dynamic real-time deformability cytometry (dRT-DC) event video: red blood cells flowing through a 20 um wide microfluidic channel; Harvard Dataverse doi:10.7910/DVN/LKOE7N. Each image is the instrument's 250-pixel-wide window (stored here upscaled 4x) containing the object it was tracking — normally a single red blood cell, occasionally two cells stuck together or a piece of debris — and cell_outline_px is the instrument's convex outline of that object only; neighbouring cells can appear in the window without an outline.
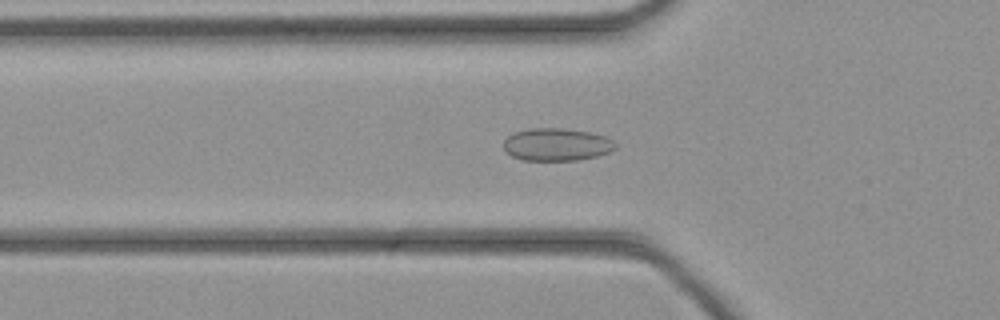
{"species": "common noctule bat (a hibernating species)", "species_latin": "Nyctalus noctula", "temperature_condition": "cold", "stored_images_in_passage": 46, "camera_frame_rate_fps": 3000, "um_per_image_px": 0.085, "animal": {"sex": "female", "body_mass_g": 21.9}, "frame": {"image": 1, "passage_image": 16, "time_ms": 5.0, "image_size_px": [1000, 320], "cell_outline_px": [[616, 148], [608, 152], [596, 156], [576, 160], [524, 160], [512, 156], [504, 152], [504, 140], [508, 136], [516, 132], [528, 128], [560, 128], [588, 132], [604, 136], [612, 140], [616, 144]], "centroid_in_image_um": [47.28, 12.28], "position_along_channel_um": 78.5, "area_um2": 21.1}}
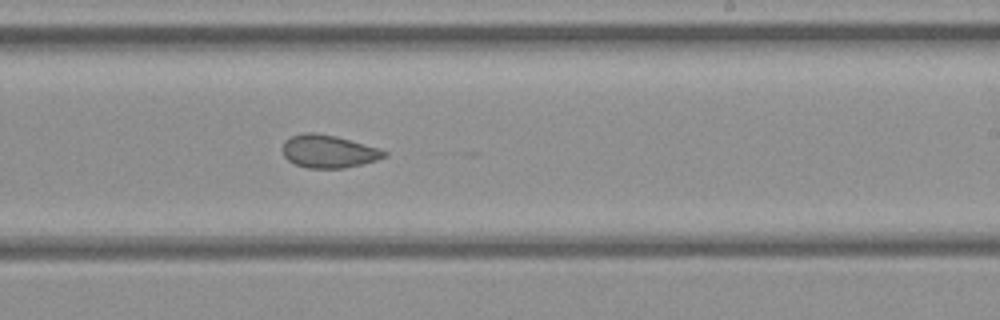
{"frame": {"image": 2, "passage_image": 28, "time_ms": 9.0, "image_size_px": [1000, 320], "cell_outline_px": [[388, 156], [376, 160], [344, 168], [308, 168], [296, 164], [288, 160], [284, 156], [284, 140], [292, 136], [304, 132], [312, 132], [336, 136], [376, 148], [388, 152]], "centroid_in_image_um": [27.91, 12.87], "position_along_channel_um": 261.1, "area_um2": 19.13}}
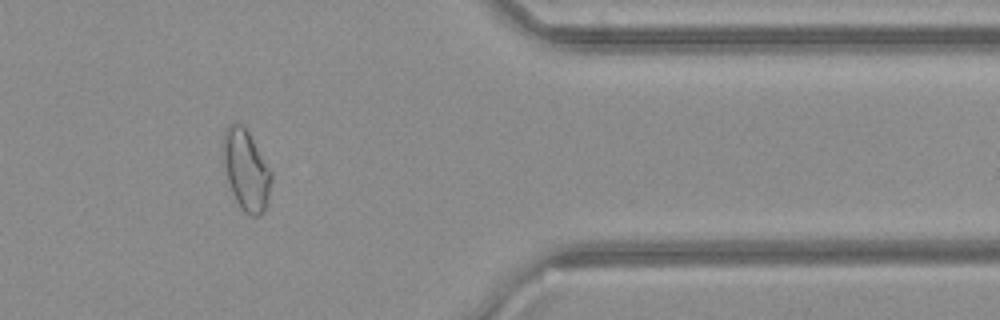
{"frame": {"image": 3, "passage_image": 38, "time_ms": 12.333, "image_size_px": [1000, 320], "cell_outline_px": [[272, 180], [268, 204], [264, 212], [260, 216], [252, 216], [244, 212], [240, 208], [232, 192], [220, 160], [220, 148], [224, 128], [228, 124], [244, 124], [272, 172]], "centroid_in_image_um": [20.88, 14.43], "position_along_channel_um": 390.5, "area_um2": 23.58}}